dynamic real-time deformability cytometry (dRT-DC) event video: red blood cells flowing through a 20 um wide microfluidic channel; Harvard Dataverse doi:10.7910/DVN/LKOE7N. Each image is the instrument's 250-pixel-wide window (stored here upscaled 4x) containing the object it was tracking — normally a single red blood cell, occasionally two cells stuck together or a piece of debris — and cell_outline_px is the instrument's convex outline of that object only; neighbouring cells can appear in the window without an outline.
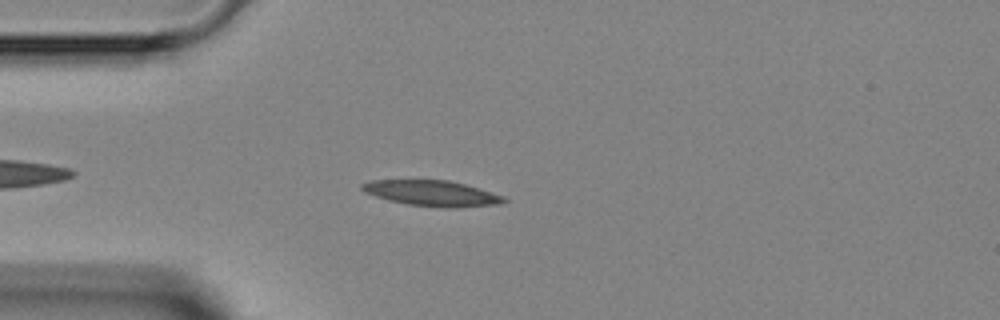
{"species": "Egyptian fruit bat (a non-hibernating species)", "species_latin": "Rousettus aegyptiacus", "temperature_condition": "room temperature", "stored_images_in_passage": 3, "segment_of_instrument_passage": [1, 2], "camera_frame_rate_fps": 3000, "um_per_image_px": 0.085, "animal": {"sex": "female"}, "frame": {"image": 1, "passage_image": 2, "time_ms": 1.667, "image_size_px": [1000, 320], "cell_outline_px": [[508, 200], [500, 204], [456, 208], [444, 208], [408, 204], [388, 200], [376, 196], [360, 188], [360, 184], [372, 180], [448, 180], [464, 184], [504, 196]], "centroid_in_image_um": [36.74, 16.43], "position_along_channel_um": 48.3, "area_um2": 21.04}}